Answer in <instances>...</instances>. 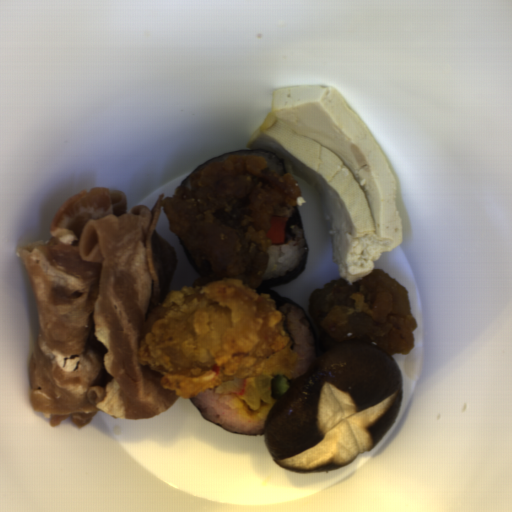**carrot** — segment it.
<instances>
[{
	"instance_id": "1",
	"label": "carrot",
	"mask_w": 512,
	"mask_h": 512,
	"mask_svg": "<svg viewBox=\"0 0 512 512\" xmlns=\"http://www.w3.org/2000/svg\"><path fill=\"white\" fill-rule=\"evenodd\" d=\"M288 219V216H272L269 222V230L266 234L270 245L285 243V227Z\"/></svg>"
}]
</instances>
